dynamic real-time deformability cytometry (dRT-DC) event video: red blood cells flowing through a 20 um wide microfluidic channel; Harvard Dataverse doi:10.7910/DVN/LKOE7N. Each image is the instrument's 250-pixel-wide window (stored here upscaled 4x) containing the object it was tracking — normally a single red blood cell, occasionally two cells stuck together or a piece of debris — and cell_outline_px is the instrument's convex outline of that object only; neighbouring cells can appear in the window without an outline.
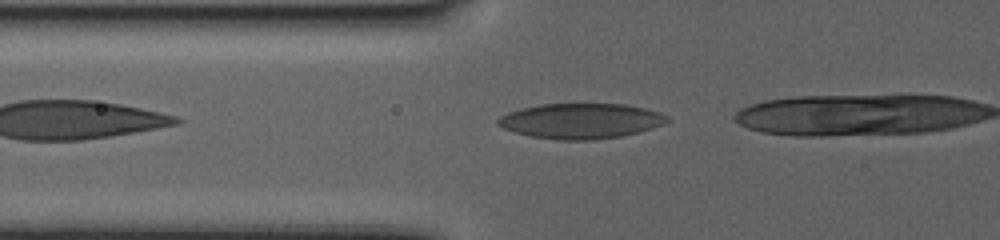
{"species": "human", "species_latin": "Homo sapiens", "temperature_condition": "warm", "stored_images_in_passage": 12, "camera_frame_rate_fps": 3000, "um_per_image_px": 0.085, "donor": {"sex": "female"}, "frame": {"image": 1, "passage_image": 3, "time_ms": 0.667, "image_size_px": [1000, 240], "cell_outline_px": [[672, 120], [664, 124], [652, 128], [620, 136], [592, 140], [556, 140], [532, 136], [516, 132], [504, 128], [496, 124], [496, 120], [500, 116], [508, 112], [520, 108], [540, 104], [624, 104], [644, 108], [660, 112], [668, 116]], "centroid_in_image_um": [49.37, 10.27], "position_along_channel_um": 76.4, "area_um2": 34.8}}
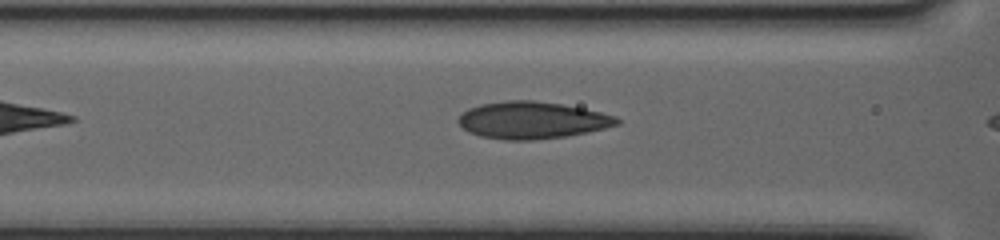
{"frame": {"image": 2, "passage_image": 9, "time_ms": 2.667, "image_size_px": [1000, 240], "cell_outline_px": [[620, 124], [588, 132], [568, 136], [532, 140], [504, 140], [480, 136], [468, 132], [456, 120], [468, 108], [480, 104], [508, 100], [532, 100], [560, 104], [600, 112], [616, 116], [620, 120]], "centroid_in_image_um": [45.21, 10.22], "position_along_channel_um": 121.4, "area_um2": 34.16}}